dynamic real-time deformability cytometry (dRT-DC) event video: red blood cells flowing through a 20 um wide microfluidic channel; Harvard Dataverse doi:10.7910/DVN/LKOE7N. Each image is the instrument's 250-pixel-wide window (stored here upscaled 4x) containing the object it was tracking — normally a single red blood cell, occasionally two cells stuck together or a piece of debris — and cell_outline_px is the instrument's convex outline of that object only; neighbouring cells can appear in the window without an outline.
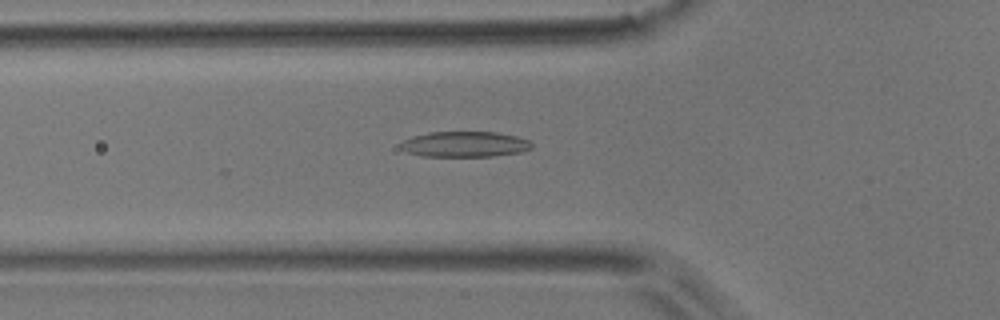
{"species": "common noctule bat (a hibernating species)", "species_latin": "Nyctalus noctula", "temperature_condition": "room temperature", "stored_images_in_passage": 23, "camera_frame_rate_fps": 3000, "um_per_image_px": 0.085, "animal": {"sex": "male", "body_mass_g": 17.9}, "frame": {"image": 1, "passage_image": 11, "time_ms": 3.333, "image_size_px": [1000, 320], "cell_outline_px": [[532, 148], [520, 152], [492, 156], [420, 156], [408, 152], [400, 148], [400, 144], [404, 140], [412, 136], [428, 132], [496, 132], [516, 136], [528, 140], [532, 144]], "centroid_in_image_um": [39.48, 12.25], "position_along_channel_um": 86.3, "area_um2": 19.48}}
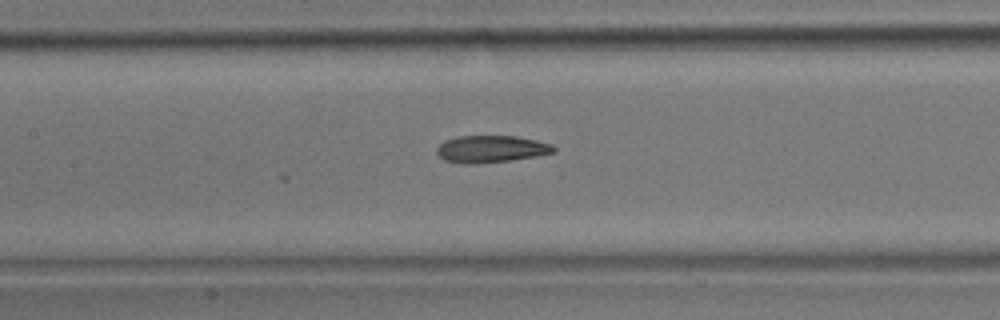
{"frame": {"image": 2, "passage_image": 17, "time_ms": 5.333, "image_size_px": [1000, 320], "cell_outline_px": [[556, 152], [536, 156], [508, 160], [476, 164], [464, 164], [444, 160], [436, 152], [436, 148], [444, 140], [456, 136], [516, 136], [536, 140], [552, 144], [556, 148]], "centroid_in_image_um": [41.73, 12.66], "position_along_channel_um": 165.7, "area_um2": 18.5}}
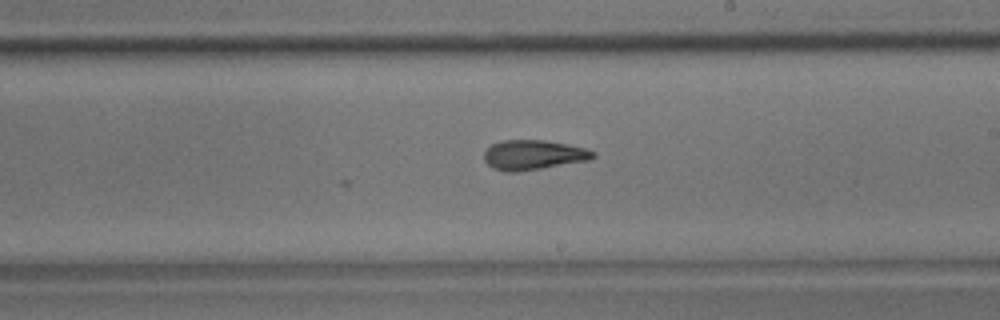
{"frame": {"image": 3, "passage_image": 23, "time_ms": 7.333, "image_size_px": [1000, 320], "cell_outline_px": [[596, 156], [588, 160], [520, 172], [504, 172], [492, 168], [484, 160], [484, 152], [492, 144], [504, 140], [544, 140], [568, 144], [584, 148], [596, 152]], "centroid_in_image_um": [45.32, 13.17], "position_along_channel_um": 243.7, "area_um2": 18.96}}